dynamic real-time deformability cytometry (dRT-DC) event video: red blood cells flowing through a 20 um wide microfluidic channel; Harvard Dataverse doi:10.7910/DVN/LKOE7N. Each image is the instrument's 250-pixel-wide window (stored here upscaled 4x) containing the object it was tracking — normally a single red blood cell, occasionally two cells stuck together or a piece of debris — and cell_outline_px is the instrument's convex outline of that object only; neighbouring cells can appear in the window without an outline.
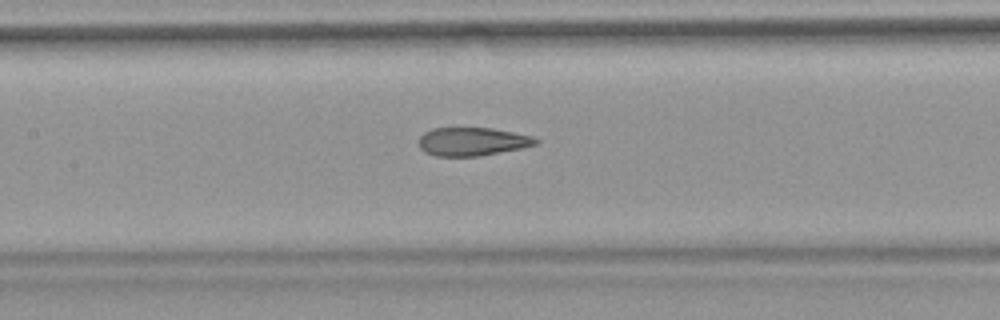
{"species": "common noctule bat (a hibernating species)", "species_latin": "Nyctalus noctula", "temperature_condition": "warm", "stored_images_in_passage": 39, "camera_frame_rate_fps": 3000, "um_per_image_px": 0.085, "animal": {"sex": "female", "body_mass_g": 18.4}, "frame": {"image": 1, "passage_image": 12, "time_ms": 3.667, "image_size_px": [1000, 320], "cell_outline_px": [[540, 140], [536, 144], [524, 148], [480, 156], [436, 156], [424, 152], [420, 148], [420, 136], [424, 132], [432, 128], [492, 128], [532, 136]], "centroid_in_image_um": [40.16, 12.04], "position_along_channel_um": 167.2, "area_um2": 19.36}}